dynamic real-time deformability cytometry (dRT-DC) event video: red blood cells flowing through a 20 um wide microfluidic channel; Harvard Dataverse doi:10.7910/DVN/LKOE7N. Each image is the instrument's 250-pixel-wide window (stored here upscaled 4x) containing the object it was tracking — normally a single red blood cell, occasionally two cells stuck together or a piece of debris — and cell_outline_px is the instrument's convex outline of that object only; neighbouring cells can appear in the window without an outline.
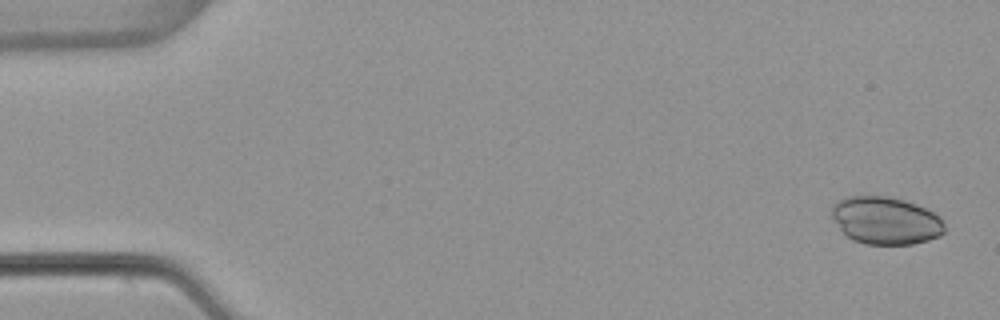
{"species": "common noctule bat (a hibernating species)", "species_latin": "Nyctalus noctula", "temperature_condition": "warm", "stored_images_in_passage": 53, "camera_frame_rate_fps": 3000, "um_per_image_px": 0.085, "animal": {"sex": "female", "body_mass_g": 22.7, "forearm_length_mm": 54.2}, "frame": {"image": 1, "passage_image": 2, "time_ms": 0.333, "image_size_px": [1000, 320], "cell_outline_px": [[944, 232], [940, 236], [928, 240], [912, 244], [864, 244], [852, 240], [840, 228], [832, 216], [832, 204], [836, 200], [848, 196], [888, 196], [904, 200], [916, 204], [940, 216], [944, 224]], "centroid_in_image_um": [75.28, 18.74], "position_along_channel_um": 9.7, "area_um2": 31.27}}
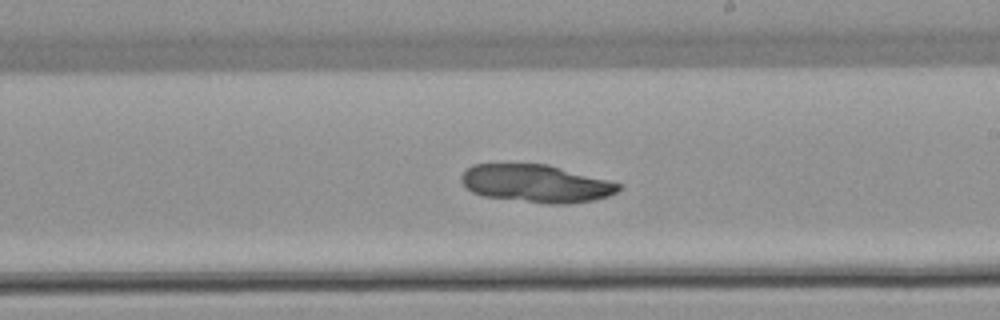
{"frame": {"image": 2, "passage_image": 31, "time_ms": 10.0, "image_size_px": [1000, 320], "cell_outline_px": [[620, 188], [616, 192], [608, 196], [596, 200], [568, 204], [544, 204], [484, 196], [472, 192], [460, 180], [460, 176], [472, 164], [548, 164], [608, 180], [620, 184]], "centroid_in_image_um": [45.57, 15.61], "position_along_channel_um": 243.4, "area_um2": 34.62}}
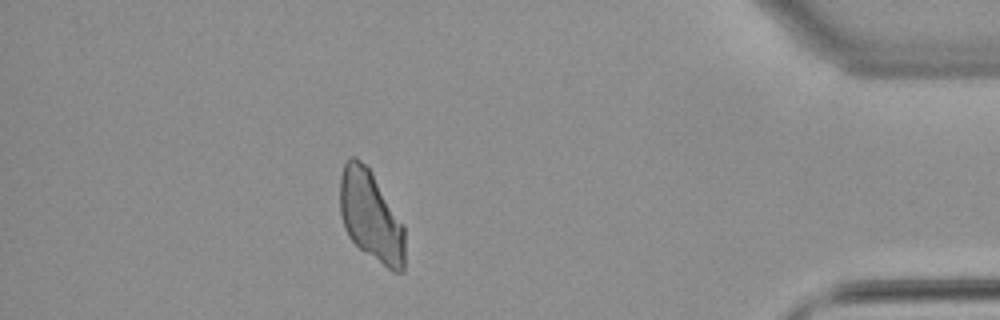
{"frame": {"image": 3, "passage_image": 47, "time_ms": 15.333, "image_size_px": [1000, 320], "cell_outline_px": [[404, 272], [392, 272], [364, 252], [348, 236], [344, 228], [340, 216], [340, 176], [344, 160], [348, 156], [356, 156], [372, 172], [404, 224]], "centroid_in_image_um": [31.51, 18.35], "position_along_channel_um": 403.7, "area_um2": 34.74}}